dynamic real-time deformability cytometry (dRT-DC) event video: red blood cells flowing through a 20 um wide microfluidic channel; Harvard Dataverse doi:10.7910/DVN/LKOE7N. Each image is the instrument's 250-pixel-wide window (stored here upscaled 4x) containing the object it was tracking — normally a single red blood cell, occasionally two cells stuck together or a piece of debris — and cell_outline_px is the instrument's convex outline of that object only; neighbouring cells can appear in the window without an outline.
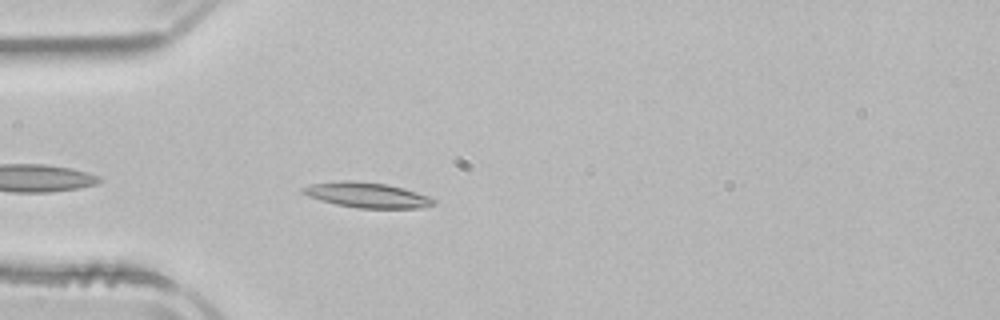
{"species": "common noctule bat (a hibernating species)", "species_latin": "Nyctalus noctula", "temperature_condition": "room temperature", "stored_images_in_passage": 15, "camera_frame_rate_fps": 3000, "um_per_image_px": 0.085, "animal": {"sex": "male", "body_mass_g": 21.5, "forearm_length_mm": 52.0}, "frame": {"image": 1, "passage_image": 3, "time_ms": 0.667, "image_size_px": [1000, 320], "cell_outline_px": [[436, 200], [432, 204], [420, 208], [356, 208], [336, 204], [320, 200], [308, 196], [300, 192], [300, 188], [312, 184], [344, 180], [352, 180], [384, 184], [400, 188], [428, 196]], "centroid_in_image_um": [31.12, 16.58], "position_along_channel_um": 53.9, "area_um2": 18.9}}
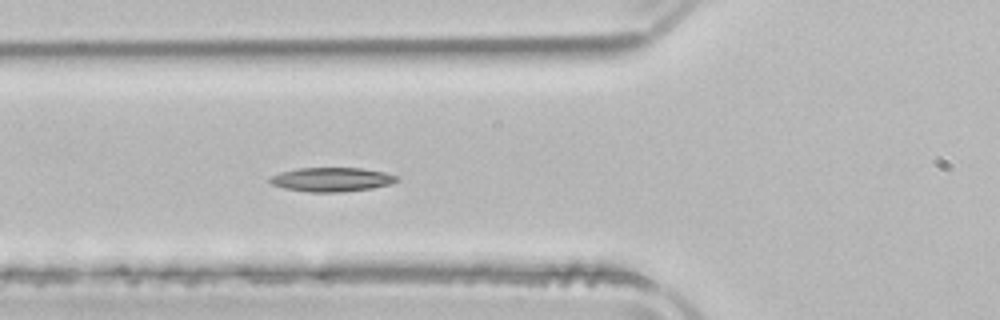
{"frame": {"image": 2, "passage_image": 7, "time_ms": 2.0, "image_size_px": [1000, 320], "cell_outline_px": [[400, 180], [388, 184], [372, 188], [340, 192], [308, 192], [284, 188], [272, 184], [268, 180], [272, 176], [280, 172], [296, 168], [360, 168], [384, 172], [396, 176]], "centroid_in_image_um": [28.16, 15.25], "position_along_channel_um": 97.6, "area_um2": 17.69}}